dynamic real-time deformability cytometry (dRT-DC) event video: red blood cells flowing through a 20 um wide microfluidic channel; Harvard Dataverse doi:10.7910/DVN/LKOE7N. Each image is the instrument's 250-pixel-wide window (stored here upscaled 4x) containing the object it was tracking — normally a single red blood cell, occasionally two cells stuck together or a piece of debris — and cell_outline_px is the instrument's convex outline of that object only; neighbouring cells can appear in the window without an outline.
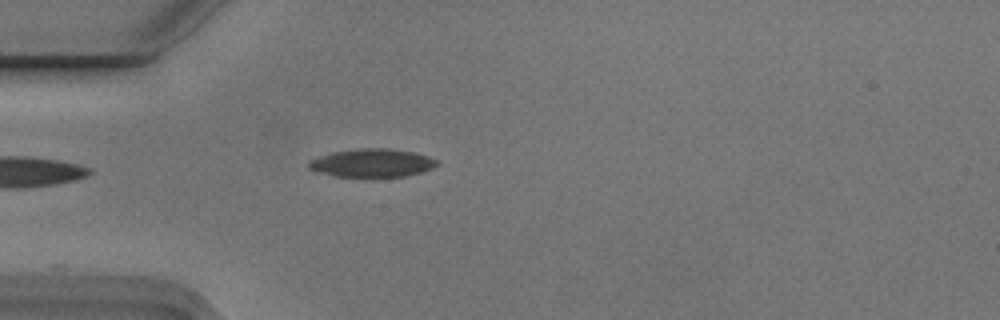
{"species": "Egyptian fruit bat (a non-hibernating species)", "species_latin": "Rousettus aegyptiacus", "temperature_condition": "cold", "stored_images_in_passage": 1, "camera_frame_rate_fps": 3000, "um_per_image_px": 0.085, "animal": {"sex": "male"}, "frame": {"image": 1, "passage_image": 1, "time_ms": 0.0, "image_size_px": [1000, 320], "cell_outline_px": [[440, 164], [432, 168], [408, 176], [336, 176], [320, 172], [308, 168], [308, 164], [312, 160], [320, 156], [332, 152], [360, 148], [388, 148], [412, 152], [428, 156], [436, 160]], "centroid_in_image_um": [31.66, 13.84], "position_along_channel_um": 53.3, "area_um2": 20.75}}